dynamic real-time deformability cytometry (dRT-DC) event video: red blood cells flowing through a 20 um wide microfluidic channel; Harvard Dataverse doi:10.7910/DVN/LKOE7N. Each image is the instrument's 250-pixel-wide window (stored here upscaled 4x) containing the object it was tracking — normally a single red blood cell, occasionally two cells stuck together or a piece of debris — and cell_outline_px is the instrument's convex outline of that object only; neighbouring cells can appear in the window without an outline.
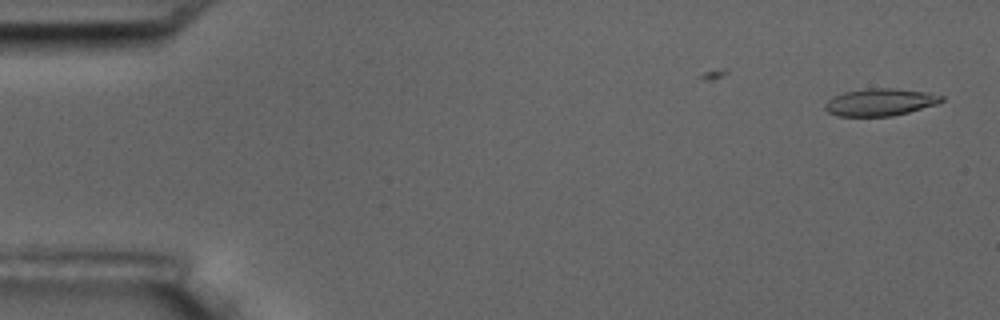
{"species": "common noctule bat (a hibernating species)", "species_latin": "Nyctalus noctula", "temperature_condition": "room temperature", "stored_images_in_passage": 3, "camera_frame_rate_fps": 3000, "um_per_image_px": 0.085, "animal": {"sex": "male", "body_mass_g": 17.5, "forearm_length_mm": 52.3}, "frame": {"image": 1, "passage_image": 3, "time_ms": 2.333, "image_size_px": [1000, 320], "cell_outline_px": [[944, 100], [936, 104], [908, 112], [892, 116], [840, 116], [828, 112], [824, 108], [824, 104], [832, 96], [844, 92], [868, 88], [892, 88], [928, 92], [944, 96]], "centroid_in_image_um": [74.8, 8.68], "position_along_channel_um": 10.2, "area_um2": 18.5}}